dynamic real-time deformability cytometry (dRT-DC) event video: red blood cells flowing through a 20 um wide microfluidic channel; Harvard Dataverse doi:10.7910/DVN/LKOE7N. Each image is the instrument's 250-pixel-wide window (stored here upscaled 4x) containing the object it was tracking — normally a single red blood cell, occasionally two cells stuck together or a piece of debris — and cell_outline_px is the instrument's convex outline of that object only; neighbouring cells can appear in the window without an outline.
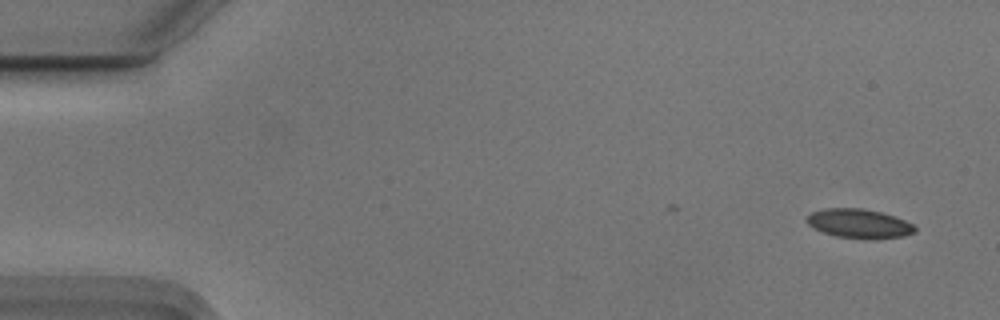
{"species": "Egyptian fruit bat (a non-hibernating species)", "species_latin": "Rousettus aegyptiacus", "temperature_condition": "cold", "stored_images_in_passage": 47, "camera_frame_rate_fps": 3000, "um_per_image_px": 0.085, "animal": {"sex": "male"}, "frame": {"image": 1, "passage_image": 3, "time_ms": 0.667, "image_size_px": [1000, 320], "cell_outline_px": [[916, 232], [904, 236], [876, 240], [864, 240], [836, 236], [824, 232], [808, 224], [804, 220], [812, 212], [824, 208], [860, 208], [880, 212], [904, 220], [912, 224], [916, 228]], "centroid_in_image_um": [73.03, 19.03], "position_along_channel_um": 12.0, "area_um2": 18.5}}
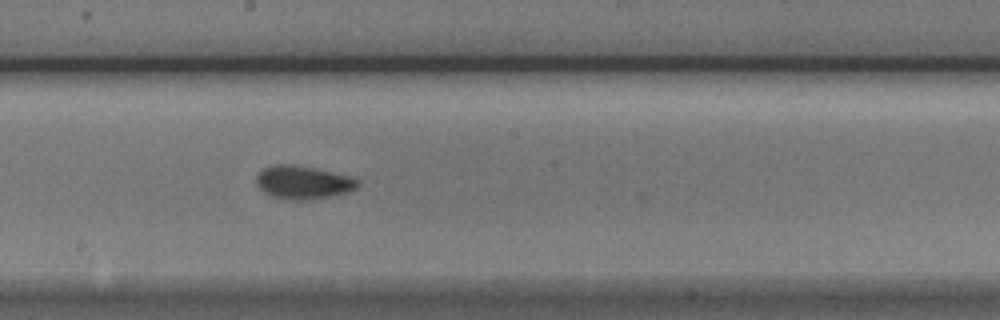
{"frame": {"image": 2, "passage_image": 30, "time_ms": 9.667, "image_size_px": [1000, 320], "cell_outline_px": [[360, 184], [356, 188], [348, 192], [328, 196], [304, 200], [292, 200], [272, 196], [264, 192], [256, 184], [256, 176], [264, 168], [276, 164], [292, 164], [312, 168], [348, 176], [360, 180]], "centroid_in_image_um": [25.74, 15.5], "position_along_channel_um": 222.5, "area_um2": 19.31}}
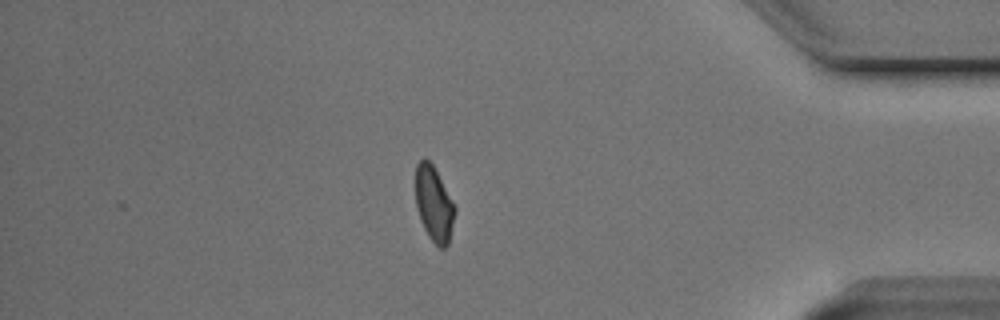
{"frame": {"image": 3, "passage_image": 47, "time_ms": 15.333, "image_size_px": [1000, 320], "cell_outline_px": [[456, 212], [448, 244], [444, 248], [440, 248], [428, 236], [420, 220], [416, 208], [416, 164], [424, 156], [432, 164], [456, 208]], "centroid_in_image_um": [36.87, 17.34], "position_along_channel_um": 398.3, "area_um2": 17.05}, "authors_computed_cell_mechanics": {"area_um2": 18.4382, "velocity_mm_per_s": 3.7251, "shape_relaxation_time_tau1_ms": 3.0359, "shape_relaxation_time_tau2_ms": 2.4118, "deformation_change_tau1": 0.1222, "deformation_change_tau2": 0.0529}}